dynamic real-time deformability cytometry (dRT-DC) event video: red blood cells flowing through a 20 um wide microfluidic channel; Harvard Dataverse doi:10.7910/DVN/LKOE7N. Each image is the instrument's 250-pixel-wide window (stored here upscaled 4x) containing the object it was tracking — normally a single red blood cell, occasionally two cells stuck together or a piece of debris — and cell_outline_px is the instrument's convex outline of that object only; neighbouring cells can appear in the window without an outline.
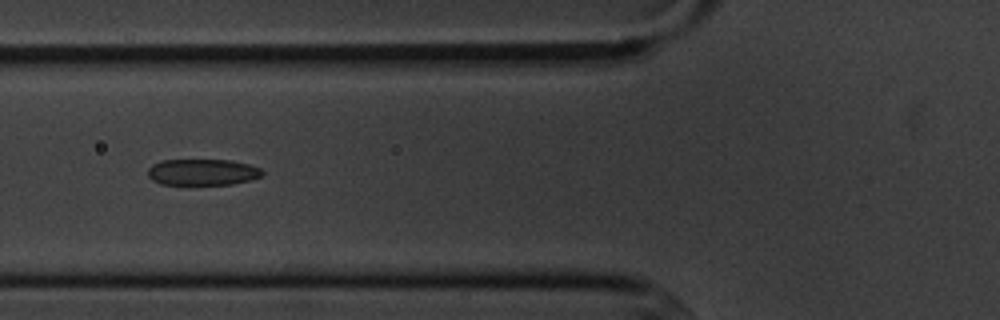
{"species": "common noctule bat (a hibernating species)", "species_latin": "Nyctalus noctula", "temperature_condition": "cold", "stored_images_in_passage": 5, "camera_frame_rate_fps": 3000, "um_per_image_px": 0.085, "animal": {"sex": "male", "body_mass_g": 20.1, "forearm_length_mm": 53.5}, "frame": {"image": 1, "passage_image": 5, "time_ms": 4.667, "image_size_px": [1000, 320], "cell_outline_px": [[264, 172], [260, 176], [252, 180], [232, 184], [160, 184], [152, 180], [148, 176], [148, 168], [152, 164], [160, 160], [232, 160], [248, 164], [260, 168]], "centroid_in_image_um": [17.2, 14.62], "position_along_channel_um": 108.6, "area_um2": 17.57}}